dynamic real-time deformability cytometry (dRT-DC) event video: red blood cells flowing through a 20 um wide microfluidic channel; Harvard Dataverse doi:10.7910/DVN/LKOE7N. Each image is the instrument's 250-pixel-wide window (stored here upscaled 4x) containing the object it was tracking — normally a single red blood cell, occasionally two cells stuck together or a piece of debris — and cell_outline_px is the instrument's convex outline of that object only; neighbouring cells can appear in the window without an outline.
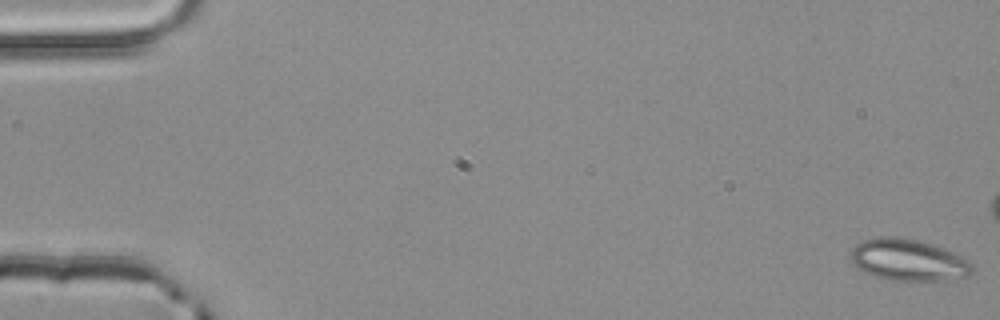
{"species": "common noctule bat (a hibernating species)", "species_latin": "Nyctalus noctula", "temperature_condition": "room temperature", "stored_images_in_passage": 5, "camera_frame_rate_fps": 3000, "um_per_image_px": 0.085, "animal": {"sex": "male", "body_mass_g": 20.4}, "frame": {"image": 1, "passage_image": 1, "time_ms": 0.0, "image_size_px": [1000, 320], "cell_outline_px": [[972, 272], [968, 276], [948, 280], [888, 280], [864, 272], [852, 264], [852, 248], [856, 244], [864, 240], [880, 236], [892, 236], [916, 240], [932, 244], [952, 252], [968, 260], [972, 264]], "centroid_in_image_um": [77.19, 22.1], "position_along_channel_um": 7.8, "area_um2": 29.25}}